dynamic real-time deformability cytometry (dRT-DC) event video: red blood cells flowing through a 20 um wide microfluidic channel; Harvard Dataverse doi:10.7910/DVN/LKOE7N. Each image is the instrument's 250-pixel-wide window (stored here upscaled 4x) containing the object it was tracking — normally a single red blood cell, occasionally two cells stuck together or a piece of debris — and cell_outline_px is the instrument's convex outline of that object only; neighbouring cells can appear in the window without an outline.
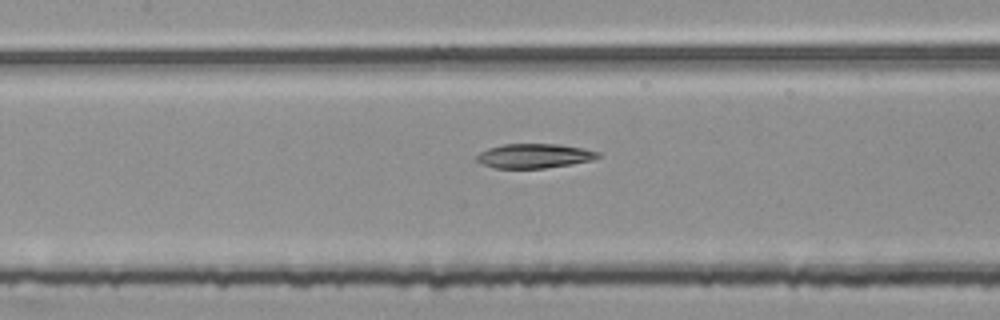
{"species": "common noctule bat (a hibernating species)", "species_latin": "Nyctalus noctula", "temperature_condition": "room temperature", "stored_images_in_passage": 54, "segment_of_instrument_passage": [2, 2], "camera_frame_rate_fps": 3000, "um_per_image_px": 0.085, "animal": {"sex": "female", "body_mass_g": 25.1}, "frame": {"image": 1, "passage_image": 25, "time_ms": 8.0, "image_size_px": [1000, 320], "cell_outline_px": [[600, 156], [592, 160], [572, 164], [544, 168], [496, 168], [484, 164], [476, 160], [476, 156], [480, 152], [488, 148], [504, 144], [556, 144], [584, 148], [600, 152]], "centroid_in_image_um": [45.43, 13.25], "position_along_channel_um": 162.0, "area_um2": 17.17}}
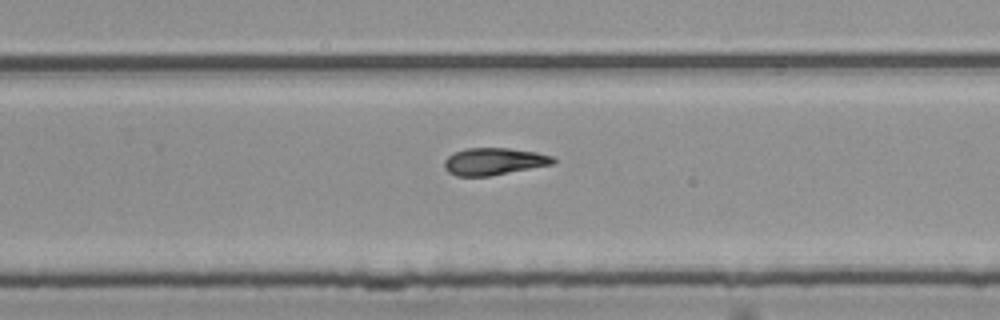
{"frame": {"image": 2, "passage_image": 35, "time_ms": 11.333, "image_size_px": [1000, 320], "cell_outline_px": [[556, 164], [492, 176], [456, 176], [448, 172], [444, 168], [444, 160], [452, 152], [468, 148], [508, 148], [536, 152], [552, 156], [556, 160]], "centroid_in_image_um": [41.99, 13.73], "position_along_channel_um": 287.8, "area_um2": 17.51}}
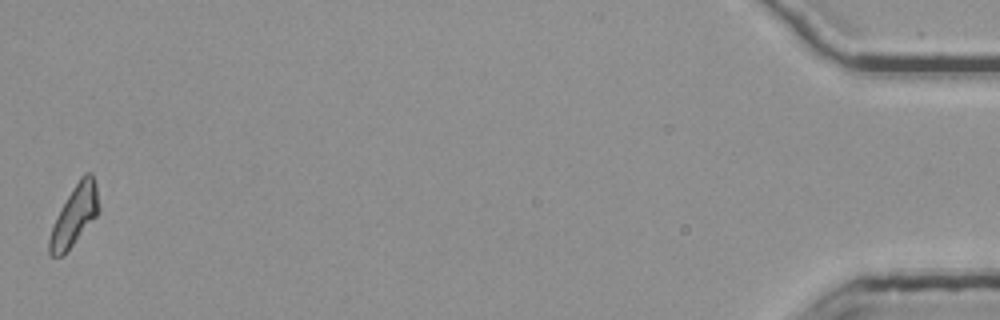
{"frame": {"image": 3, "passage_image": 54, "time_ms": 17.667, "image_size_px": [1000, 320], "cell_outline_px": [[100, 212], [72, 244], [60, 256], [48, 256], [48, 240], [56, 216], [80, 176], [84, 172], [92, 172], [96, 184], [100, 208]], "centroid_in_image_um": [6.34, 18.27], "position_along_channel_um": 428.9, "area_um2": 17.05}}